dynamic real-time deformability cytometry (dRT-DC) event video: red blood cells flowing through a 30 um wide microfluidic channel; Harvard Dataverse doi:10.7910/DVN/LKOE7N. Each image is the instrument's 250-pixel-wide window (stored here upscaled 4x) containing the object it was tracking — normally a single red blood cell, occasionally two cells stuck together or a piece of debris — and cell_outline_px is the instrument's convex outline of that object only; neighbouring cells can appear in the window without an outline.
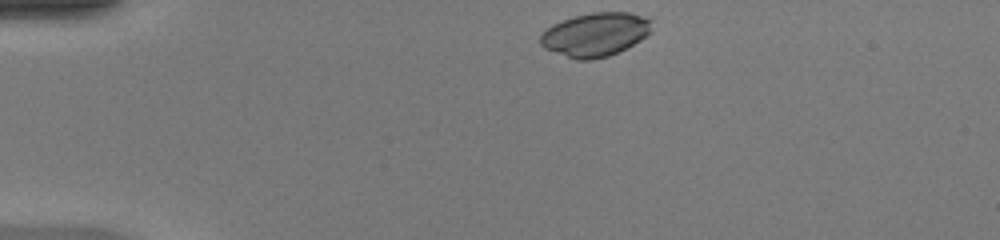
{"species": "common noctule bat (a hibernating species)", "species_latin": "Nyctalus noctula", "temperature_condition": "warm", "stored_images_in_passage": 40, "camera_frame_rate_fps": 3000, "um_per_image_px": 0.085, "animal": {"sex": "female", "body_mass_g": 20.0, "forearm_length_mm": 54.0}, "frame": {"image": 1, "passage_image": 1, "time_ms": 0.0, "image_size_px": [1000, 240], "cell_outline_px": [[652, 32], [640, 40], [608, 56], [592, 60], [576, 60], [544, 48], [540, 44], [540, 36], [552, 24], [576, 16], [592, 12], [628, 12], [652, 20]], "centroid_in_image_um": [50.6, 2.93], "position_along_channel_um": 34.4, "area_um2": 28.09}}
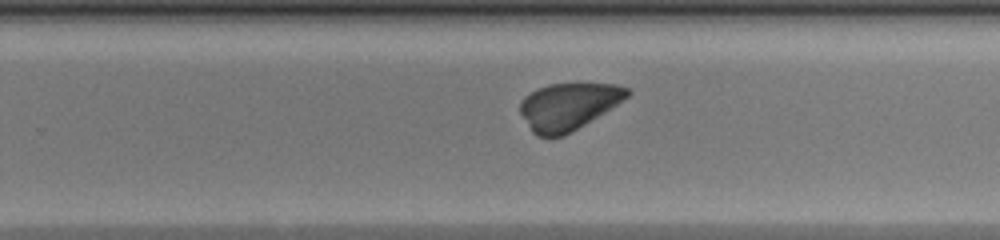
{"frame": {"image": 2, "passage_image": 23, "time_ms": 7.333, "image_size_px": [1000, 240], "cell_outline_px": [[632, 92], [628, 96], [604, 112], [564, 136], [536, 136], [532, 132], [520, 112], [520, 104], [524, 96], [548, 84], [616, 84], [628, 88]], "centroid_in_image_um": [48.29, 9.04], "position_along_channel_um": 281.5, "area_um2": 28.73}}
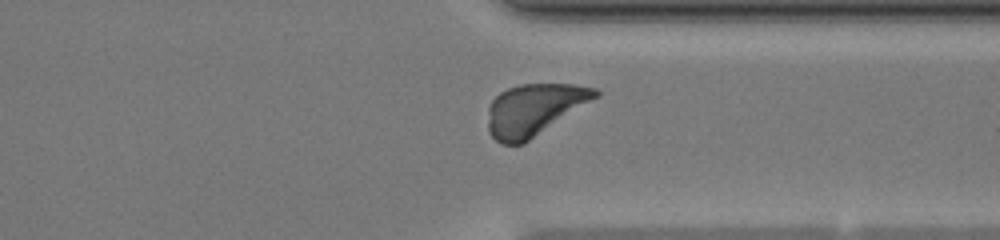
{"frame": {"image": 3, "passage_image": 29, "time_ms": 9.333, "image_size_px": [1000, 240], "cell_outline_px": [[600, 96], [524, 144], [500, 144], [488, 132], [488, 108], [492, 100], [500, 92], [508, 88], [520, 84], [576, 84], [596, 88], [600, 92]], "centroid_in_image_um": [45.42, 9.32], "position_along_channel_um": 366.0, "area_um2": 32.6}}